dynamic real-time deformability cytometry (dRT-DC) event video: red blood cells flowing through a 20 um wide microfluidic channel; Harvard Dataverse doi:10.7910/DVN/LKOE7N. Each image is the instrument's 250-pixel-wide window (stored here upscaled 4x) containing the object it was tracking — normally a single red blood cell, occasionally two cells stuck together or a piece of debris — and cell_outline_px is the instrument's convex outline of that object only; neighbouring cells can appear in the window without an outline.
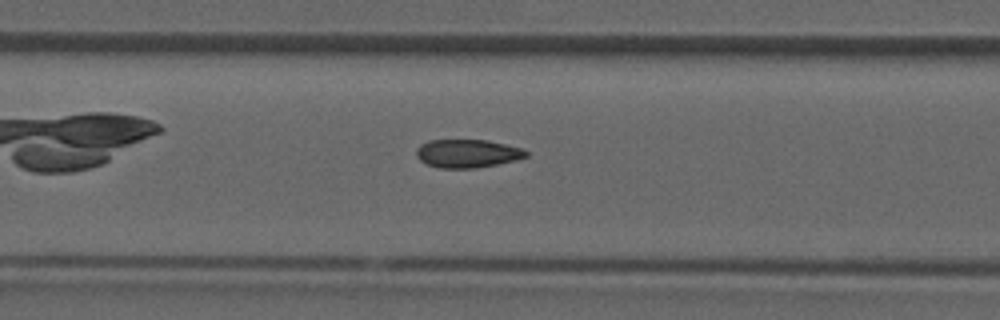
{"species": "common noctule bat (a hibernating species)", "species_latin": "Nyctalus noctula", "temperature_condition": "room temperature", "stored_images_in_passage": 25, "camera_frame_rate_fps": 3000, "um_per_image_px": 0.085, "animal": {"sex": "male", "forearm_length_mm": 52.5}, "frame": {"image": 1, "passage_image": 10, "time_ms": 3.0, "image_size_px": [1000, 320], "cell_outline_px": [[528, 156], [516, 160], [476, 168], [440, 168], [428, 164], [420, 160], [416, 156], [416, 148], [420, 144], [428, 140], [488, 140], [524, 148], [528, 152]], "centroid_in_image_um": [39.74, 13.04], "position_along_channel_um": 167.7, "area_um2": 18.21}}